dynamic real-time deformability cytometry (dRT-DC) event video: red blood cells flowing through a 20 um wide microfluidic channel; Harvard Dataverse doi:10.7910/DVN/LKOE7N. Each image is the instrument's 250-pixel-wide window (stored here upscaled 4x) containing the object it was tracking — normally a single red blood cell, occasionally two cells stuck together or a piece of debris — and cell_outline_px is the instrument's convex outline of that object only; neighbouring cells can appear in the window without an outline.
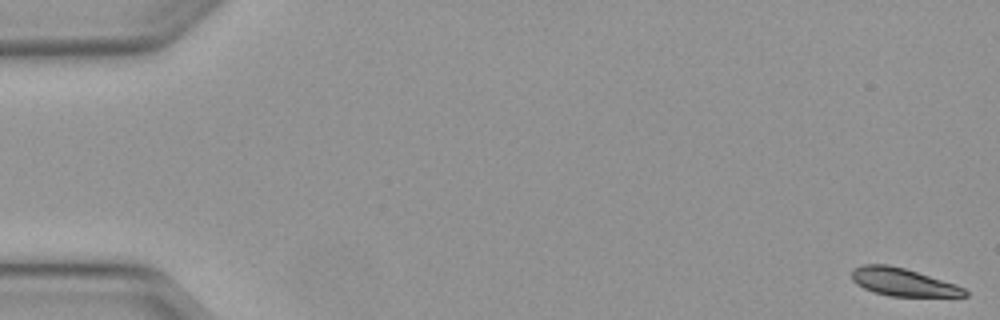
{"species": "Egyptian fruit bat (a non-hibernating species)", "species_latin": "Rousettus aegyptiacus", "temperature_condition": "warm", "stored_images_in_passage": 50, "camera_frame_rate_fps": 3000, "um_per_image_px": 0.085, "animal": {"sex": "female"}, "frame": {"image": 1, "passage_image": 1, "time_ms": 0.0, "image_size_px": [1000, 320], "cell_outline_px": [[968, 296], [888, 296], [872, 292], [856, 284], [852, 280], [852, 268], [864, 264], [888, 264], [904, 268], [956, 284], [964, 288], [968, 292]], "centroid_in_image_um": [76.72, 23.98], "position_along_channel_um": 8.3, "area_um2": 18.32}}
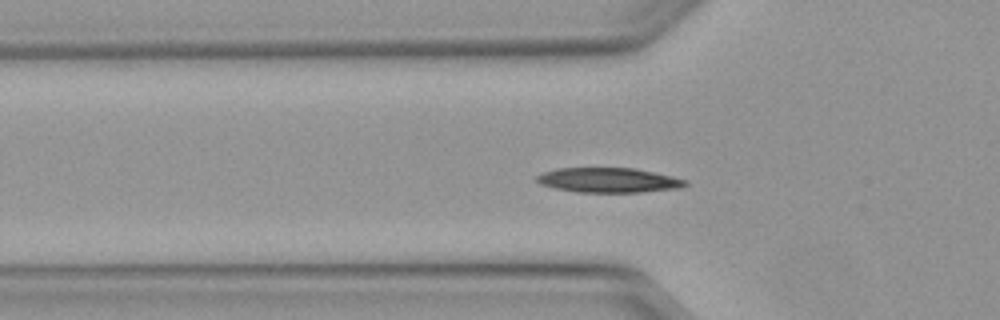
{"frame": {"image": 2, "passage_image": 17, "time_ms": 5.333, "image_size_px": [1000, 320], "cell_outline_px": [[688, 184], [680, 188], [640, 192], [576, 192], [556, 188], [540, 184], [536, 180], [536, 176], [544, 172], [556, 168], [636, 168], [672, 176], [688, 180]], "centroid_in_image_um": [51.75, 15.31], "position_along_channel_um": 74.1, "area_um2": 21.44}}
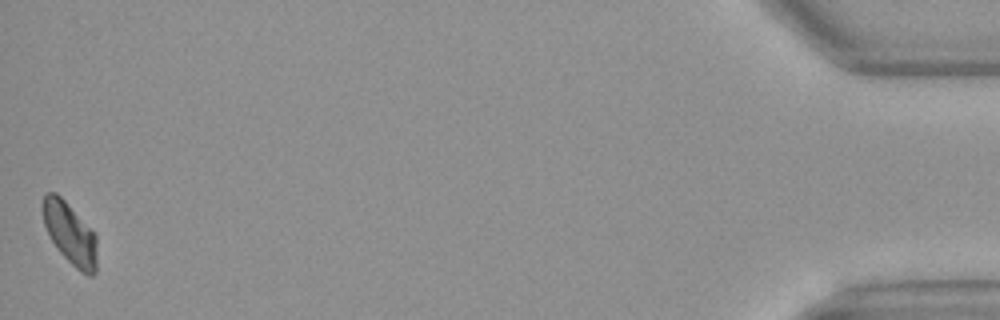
{"frame": {"image": 3, "passage_image": 50, "time_ms": 16.333, "image_size_px": [1000, 320], "cell_outline_px": [[96, 272], [92, 276], [88, 276], [80, 272], [60, 252], [52, 240], [44, 224], [40, 204], [44, 192], [56, 192], [64, 200], [96, 236]], "centroid_in_image_um": [5.91, 19.83], "position_along_channel_um": 429.3, "area_um2": 19.31}, "authors_computed_cell_mechanics": {"area_um2": 20.2878, "velocity_mm_per_s": 4.0982, "shape_relaxation_time_tau1_ms": 4.6857, "shape_relaxation_time_tau2_ms": 10.1981, "deformation_change_tau1": 0.1545, "deformation_change_tau2": 0.1586}}